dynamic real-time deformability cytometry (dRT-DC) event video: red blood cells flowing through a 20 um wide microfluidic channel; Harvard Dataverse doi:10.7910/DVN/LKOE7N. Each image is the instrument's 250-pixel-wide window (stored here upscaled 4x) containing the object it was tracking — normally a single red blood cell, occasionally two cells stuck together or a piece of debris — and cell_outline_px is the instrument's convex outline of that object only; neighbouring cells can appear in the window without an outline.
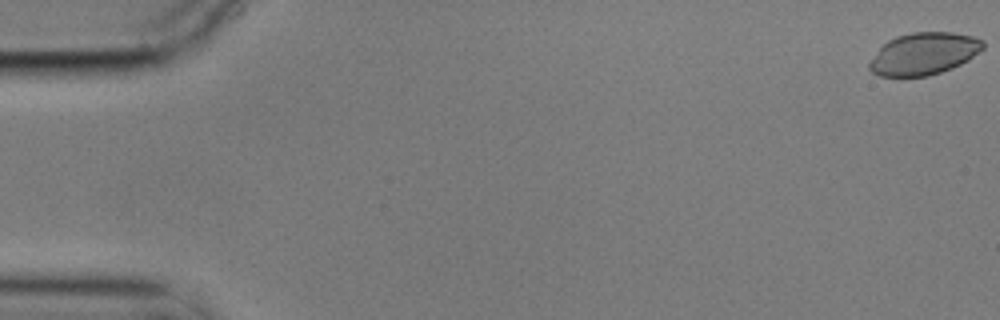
{"species": "common noctule bat (a hibernating species)", "species_latin": "Nyctalus noctula", "temperature_condition": "cold", "stored_images_in_passage": 57, "camera_frame_rate_fps": 3000, "um_per_image_px": 0.085, "animal": {"sex": "male", "body_mass_g": 17.9}, "frame": {"image": 1, "passage_image": 1, "time_ms": 0.0, "image_size_px": [1000, 320], "cell_outline_px": [[984, 48], [980, 52], [968, 60], [952, 68], [928, 76], [880, 76], [872, 72], [868, 68], [868, 64], [880, 48], [888, 40], [896, 36], [912, 32], [952, 32], [972, 36], [984, 40]], "centroid_in_image_um": [78.55, 4.56], "position_along_channel_um": 6.5, "area_um2": 27.86}}
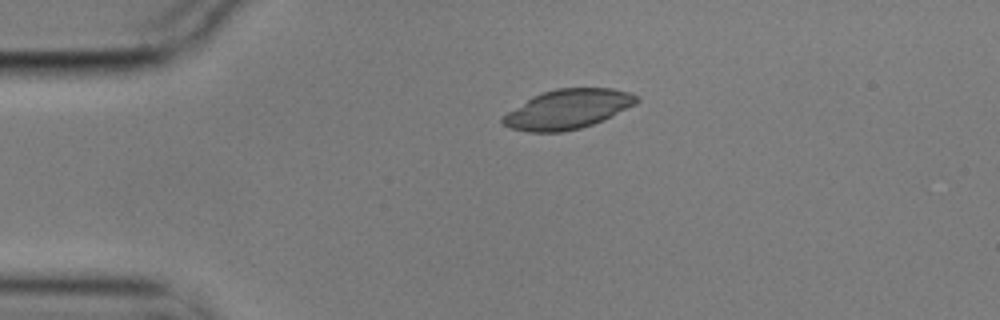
{"frame": {"image": 2, "passage_image": 13, "time_ms": 4.0, "image_size_px": [1000, 320], "cell_outline_px": [[640, 100], [636, 104], [604, 120], [580, 128], [564, 132], [528, 132], [512, 128], [504, 124], [500, 120], [508, 112], [532, 96], [540, 92], [556, 88], [612, 88], [628, 92], [640, 96]], "centroid_in_image_um": [48.29, 9.27], "position_along_channel_um": 36.7, "area_um2": 30.81}}